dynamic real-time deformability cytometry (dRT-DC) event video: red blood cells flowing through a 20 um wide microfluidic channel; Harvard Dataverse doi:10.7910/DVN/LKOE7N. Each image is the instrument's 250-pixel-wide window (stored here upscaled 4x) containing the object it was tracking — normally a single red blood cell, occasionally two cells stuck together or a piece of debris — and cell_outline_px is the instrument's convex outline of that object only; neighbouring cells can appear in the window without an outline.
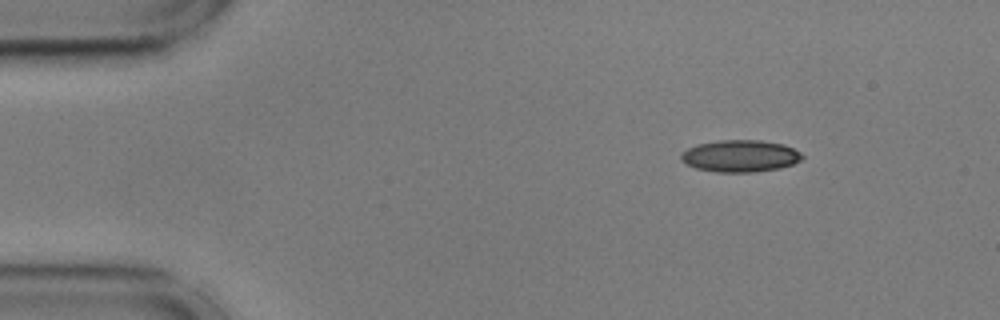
{"species": "common noctule bat (a hibernating species)", "species_latin": "Nyctalus noctula", "temperature_condition": "cold", "stored_images_in_passage": 49, "camera_frame_rate_fps": 3000, "um_per_image_px": 0.085, "animal": {"sex": "male", "body_mass_g": 17.9, "forearm_length_mm": 54.2}, "frame": {"image": 1, "passage_image": 1, "time_ms": 0.0, "image_size_px": [1000, 320], "cell_outline_px": [[804, 156], [800, 160], [792, 164], [780, 168], [756, 172], [716, 172], [696, 168], [680, 160], [680, 152], [696, 144], [720, 140], [760, 140], [784, 144], [800, 152]], "centroid_in_image_um": [62.9, 13.25], "position_along_channel_um": 22.1, "area_um2": 22.66}}
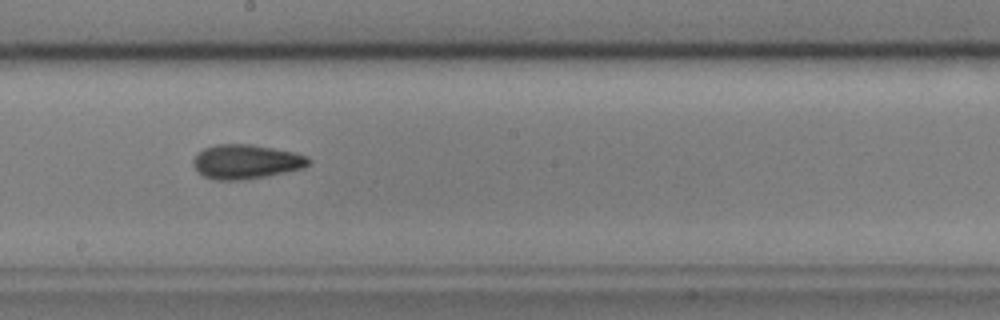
{"frame": {"image": 2, "passage_image": 24, "time_ms": 7.667, "image_size_px": [1000, 320], "cell_outline_px": [[312, 160], [304, 168], [268, 176], [240, 180], [212, 180], [196, 172], [192, 164], [192, 160], [204, 148], [216, 144], [252, 144], [292, 152], [308, 156]], "centroid_in_image_um": [20.9, 13.75], "position_along_channel_um": 227.3, "area_um2": 23.24}}
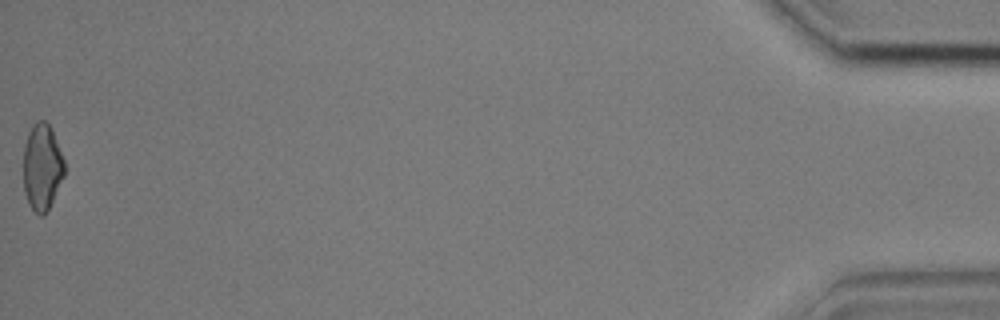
{"frame": {"image": 3, "passage_image": 49, "time_ms": 16.0, "image_size_px": [1000, 320], "cell_outline_px": [[64, 176], [44, 216], [40, 216], [28, 204], [24, 192], [24, 144], [28, 132], [32, 124], [36, 120], [44, 120], [52, 128], [64, 160]], "centroid_in_image_um": [3.57, 14.16], "position_along_channel_um": 431.6, "area_um2": 20.69}, "authors_computed_cell_mechanics": {"area_um2": 22.4264, "velocity_mm_per_s": 3.6236, "shape_relaxation_time_tau1_ms": 6.5556, "shape_relaxation_time_tau2_ms": 3.6388, "deformation_change_tau1": 0.1146, "deformation_change_tau2": 0.1061}}